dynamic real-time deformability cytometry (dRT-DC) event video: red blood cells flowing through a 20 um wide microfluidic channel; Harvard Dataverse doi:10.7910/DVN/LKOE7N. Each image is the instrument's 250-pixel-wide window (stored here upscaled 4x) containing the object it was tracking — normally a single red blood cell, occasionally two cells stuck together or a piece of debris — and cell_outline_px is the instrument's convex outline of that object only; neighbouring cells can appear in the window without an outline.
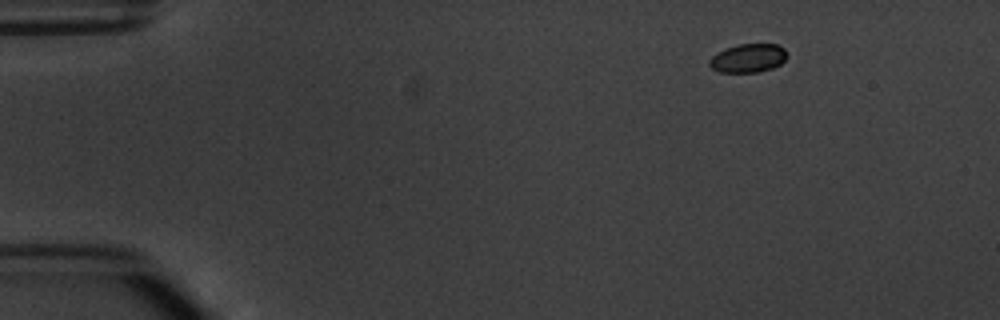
{"species": "common noctule bat (a hibernating species)", "species_latin": "Nyctalus noctula", "temperature_condition": "warm", "stored_images_in_passage": 4, "camera_frame_rate_fps": 3000, "um_per_image_px": 0.085, "animal": {"sex": "male", "body_mass_g": 20.1, "forearm_length_mm": 53.5}, "frame": {"image": 1, "passage_image": 1, "time_ms": 0.0, "image_size_px": [1000, 320], "cell_outline_px": [[784, 60], [780, 64], [772, 68], [760, 72], [720, 72], [712, 68], [708, 64], [708, 60], [716, 52], [740, 44], [776, 44], [784, 48]], "centroid_in_image_um": [63.54, 4.95], "position_along_channel_um": 21.5, "area_um2": 12.77}}